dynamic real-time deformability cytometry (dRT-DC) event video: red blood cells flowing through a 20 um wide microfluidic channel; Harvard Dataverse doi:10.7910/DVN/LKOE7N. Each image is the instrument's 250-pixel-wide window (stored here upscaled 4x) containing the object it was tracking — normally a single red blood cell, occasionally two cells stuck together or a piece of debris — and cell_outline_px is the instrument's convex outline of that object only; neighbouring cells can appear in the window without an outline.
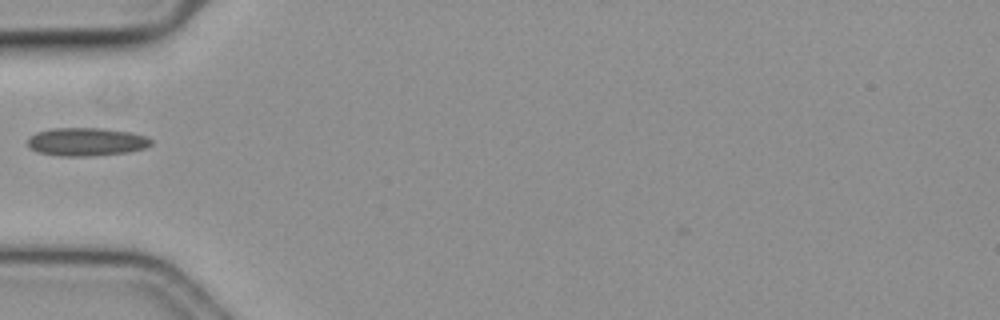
{"species": "common noctule bat (a hibernating species)", "species_latin": "Nyctalus noctula", "temperature_condition": "cold", "stored_images_in_passage": 13, "camera_frame_rate_fps": 3000, "um_per_image_px": 0.085, "animal": {"sex": "female", "body_mass_g": 19.3, "forearm_length_mm": 54.1}, "frame": {"image": 1, "passage_image": 1, "time_ms": 0.0, "image_size_px": [1000, 320], "cell_outline_px": [[152, 144], [144, 148], [128, 152], [92, 156], [60, 156], [36, 152], [28, 144], [28, 140], [36, 132], [52, 128], [104, 128], [132, 132], [144, 136], [152, 140]], "centroid_in_image_um": [7.35, 12.05], "position_along_channel_um": 77.6, "area_um2": 20.29}}
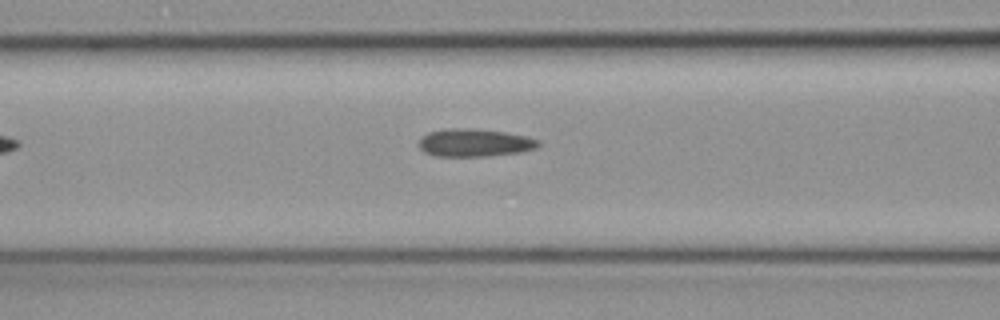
{"frame": {"image": 2, "passage_image": 5, "time_ms": 1.333, "image_size_px": [1000, 320], "cell_outline_px": [[540, 144], [536, 148], [520, 152], [488, 156], [436, 156], [424, 152], [420, 148], [420, 140], [428, 132], [444, 128], [468, 128], [504, 132], [528, 136], [540, 140]], "centroid_in_image_um": [40.36, 12.13], "position_along_channel_um": 126.2, "area_um2": 19.36}}
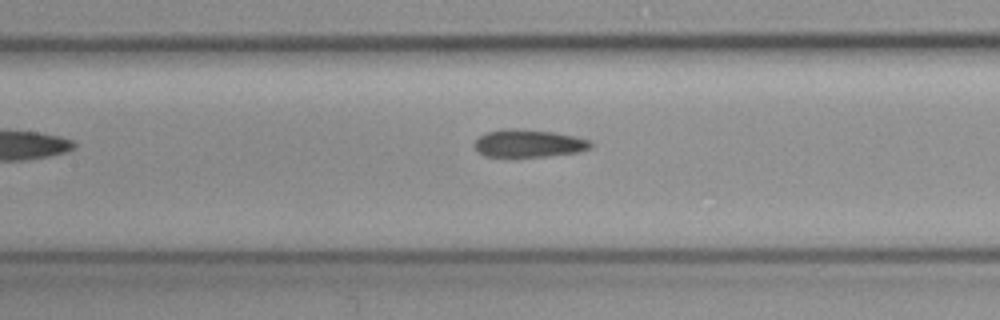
{"frame": {"image": 3, "passage_image": 8, "time_ms": 2.333, "image_size_px": [1000, 320], "cell_outline_px": [[592, 148], [576, 152], [544, 156], [484, 156], [476, 152], [472, 144], [484, 132], [500, 128], [516, 128], [556, 132], [576, 136], [592, 140]], "centroid_in_image_um": [44.9, 12.16], "position_along_channel_um": 162.5, "area_um2": 19.07}}